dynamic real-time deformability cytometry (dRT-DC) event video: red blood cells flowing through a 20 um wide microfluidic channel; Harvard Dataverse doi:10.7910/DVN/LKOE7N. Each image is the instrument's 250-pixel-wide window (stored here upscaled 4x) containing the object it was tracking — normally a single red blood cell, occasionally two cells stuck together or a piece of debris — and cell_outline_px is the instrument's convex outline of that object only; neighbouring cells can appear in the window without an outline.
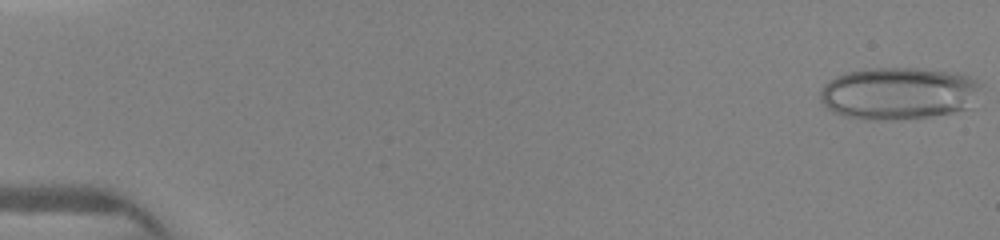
{"species": "human", "species_latin": "Homo sapiens", "temperature_condition": "warm", "stored_images_in_passage": 30, "camera_frame_rate_fps": 3000, "um_per_image_px": 0.085, "donor": {"sex": "female"}, "frame": {"image": 1, "passage_image": 1, "time_ms": 0.0, "image_size_px": [1000, 240], "cell_outline_px": [[984, 84], [972, 108], [952, 112], [928, 116], [896, 120], [864, 120], [844, 116], [832, 112], [820, 100], [820, 92], [824, 84], [828, 80], [836, 76], [848, 72], [872, 68], [916, 68], [964, 72]], "centroid_in_image_um": [76.45, 7.93], "position_along_channel_um": 8.5, "area_um2": 50.0}}